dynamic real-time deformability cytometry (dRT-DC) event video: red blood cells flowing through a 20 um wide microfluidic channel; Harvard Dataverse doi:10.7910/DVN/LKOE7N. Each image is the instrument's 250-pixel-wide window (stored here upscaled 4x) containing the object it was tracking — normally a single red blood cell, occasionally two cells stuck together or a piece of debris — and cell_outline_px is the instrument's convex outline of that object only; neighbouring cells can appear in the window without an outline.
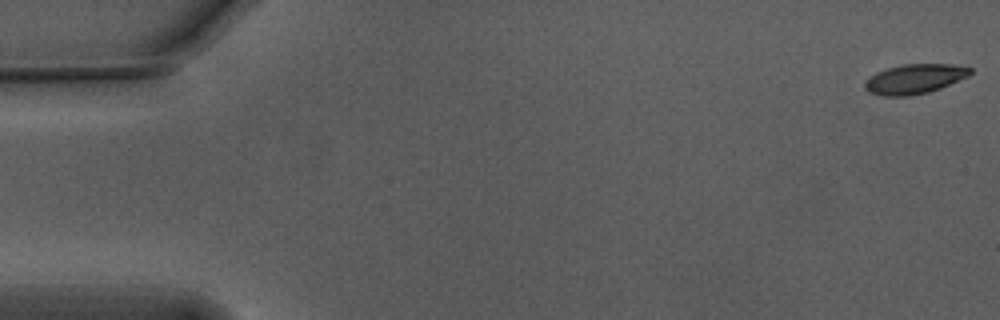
{"species": "Egyptian fruit bat (a non-hibernating species)", "species_latin": "Rousettus aegyptiacus", "temperature_condition": "warm", "stored_images_in_passage": 52, "camera_frame_rate_fps": 3000, "um_per_image_px": 0.085, "animal": {"sex": "male"}, "frame": {"image": 1, "passage_image": 1, "time_ms": 0.0, "image_size_px": [1000, 320], "cell_outline_px": [[972, 72], [968, 76], [940, 88], [928, 92], [908, 96], [880, 96], [868, 92], [864, 88], [864, 84], [876, 72], [900, 64], [952, 64], [972, 68]], "centroid_in_image_um": [77.73, 6.71], "position_along_channel_um": 7.3, "area_um2": 18.15}}
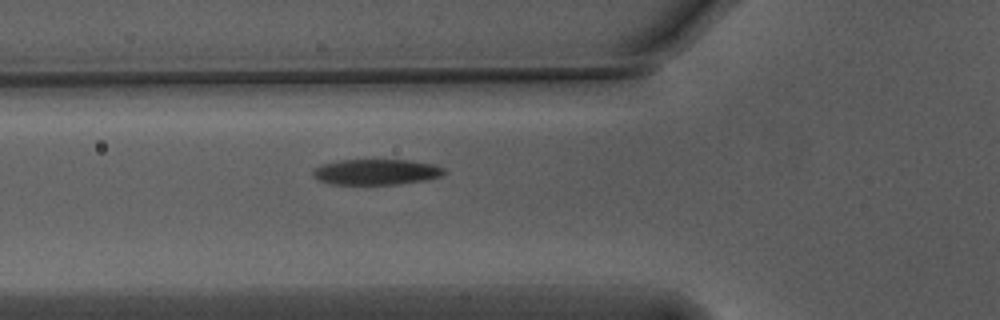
{"frame": {"image": 2, "passage_image": 20, "time_ms": 6.333, "image_size_px": [1000, 320], "cell_outline_px": [[444, 172], [440, 176], [424, 180], [400, 184], [328, 184], [312, 176], [312, 172], [320, 164], [340, 160], [372, 156], [408, 160], [436, 164], [444, 168]], "centroid_in_image_um": [31.95, 14.56], "position_along_channel_um": 93.9, "area_um2": 20.58}}
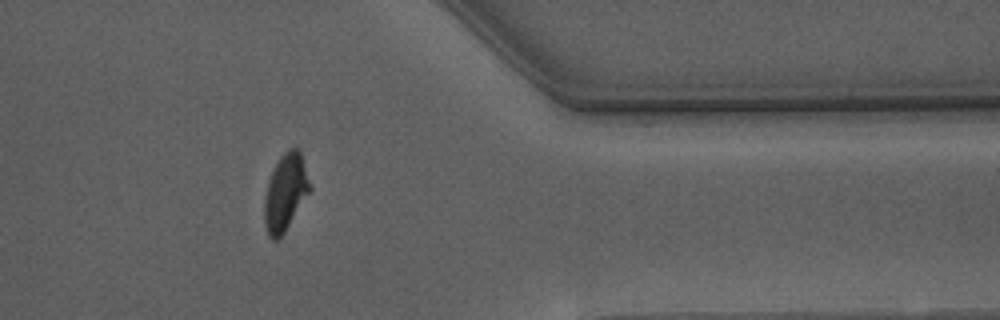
{"frame": {"image": 3, "passage_image": 45, "time_ms": 14.667, "image_size_px": [1000, 320], "cell_outline_px": [[312, 188], [284, 232], [276, 240], [272, 240], [268, 236], [264, 224], [264, 196], [272, 172], [280, 156], [288, 148], [296, 148], [300, 152]], "centroid_in_image_um": [24.25, 16.36], "position_along_channel_um": 387.2, "area_um2": 20.06}, "authors_computed_cell_mechanics": {"area_um2": 20.1144, "velocity_mm_per_s": 3.7522, "shape_relaxation_time_tau1_ms": 4.769, "shape_relaxation_time_tau2_ms": 1.1519, "deformation_change_tau1": 0.1843, "deformation_change_tau2": 0.0708}}